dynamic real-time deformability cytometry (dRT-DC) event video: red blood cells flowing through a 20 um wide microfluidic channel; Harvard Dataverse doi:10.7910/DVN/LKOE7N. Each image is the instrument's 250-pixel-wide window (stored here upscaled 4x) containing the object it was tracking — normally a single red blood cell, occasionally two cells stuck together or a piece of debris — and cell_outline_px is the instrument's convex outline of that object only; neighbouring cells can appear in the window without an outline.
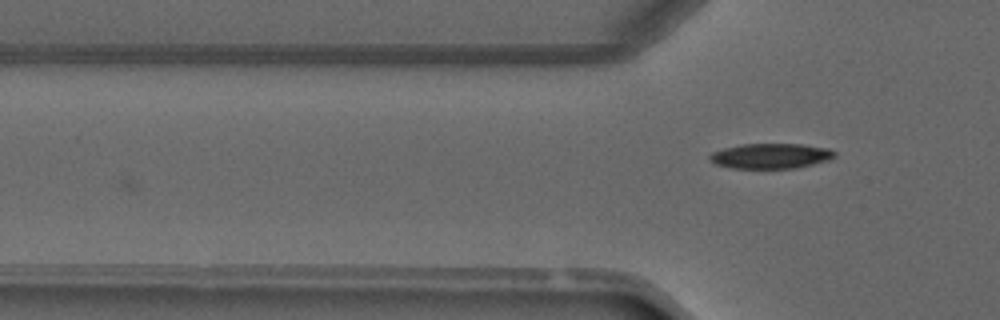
{"species": "common noctule bat (a hibernating species)", "species_latin": "Nyctalus noctula", "temperature_condition": "warm", "stored_images_in_passage": 4, "camera_frame_rate_fps": 3000, "um_per_image_px": 0.085, "animal": {"sex": "male", "forearm_length_mm": 52.5}, "frame": {"image": 1, "passage_image": 4, "time_ms": 3.333, "image_size_px": [1000, 320], "cell_outline_px": [[836, 156], [828, 160], [796, 168], [728, 168], [716, 164], [708, 160], [708, 156], [712, 152], [724, 148], [744, 144], [800, 144], [828, 148], [836, 152]], "centroid_in_image_um": [65.49, 13.26], "position_along_channel_um": 60.3, "area_um2": 18.32}}